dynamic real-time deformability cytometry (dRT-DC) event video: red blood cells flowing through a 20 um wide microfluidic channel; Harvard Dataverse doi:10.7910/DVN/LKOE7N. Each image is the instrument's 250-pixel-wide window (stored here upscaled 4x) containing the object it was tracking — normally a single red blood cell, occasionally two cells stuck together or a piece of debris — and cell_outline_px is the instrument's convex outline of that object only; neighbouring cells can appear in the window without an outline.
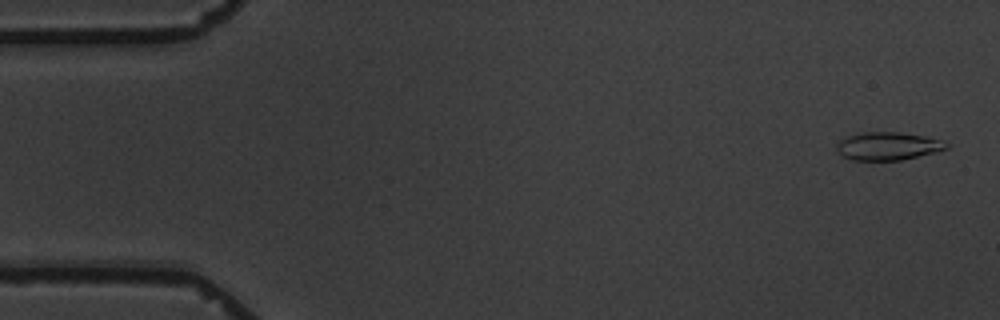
{"species": "common noctule bat (a hibernating species)", "species_latin": "Nyctalus noctula", "temperature_condition": "warm", "stored_images_in_passage": 6, "camera_frame_rate_fps": 3000, "um_per_image_px": 0.085, "animal": {"sex": "male", "body_mass_g": 19.5, "forearm_length_mm": 54.6}, "frame": {"image": 1, "passage_image": 1, "time_ms": 0.0, "image_size_px": [1000, 320], "cell_outline_px": [[952, 144], [948, 148], [900, 160], [852, 160], [844, 156], [836, 148], [836, 140], [860, 132], [900, 132], [924, 136], [944, 140]], "centroid_in_image_um": [75.46, 12.4], "position_along_channel_um": 9.5, "area_um2": 17.92}}
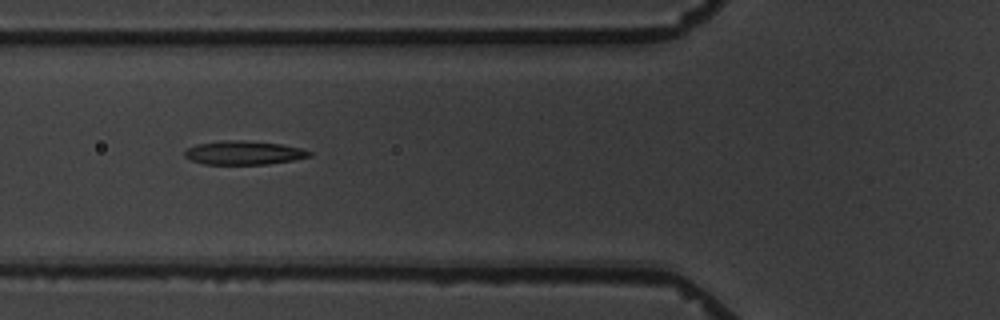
{"frame": {"image": 2, "passage_image": 5, "time_ms": 6.333, "image_size_px": [1000, 320], "cell_outline_px": [[312, 156], [292, 160], [268, 164], [204, 164], [192, 160], [184, 156], [184, 152], [188, 148], [196, 144], [220, 140], [240, 140], [280, 144], [300, 148], [312, 152]], "centroid_in_image_um": [20.7, 12.98], "position_along_channel_um": 105.1, "area_um2": 17.17}}
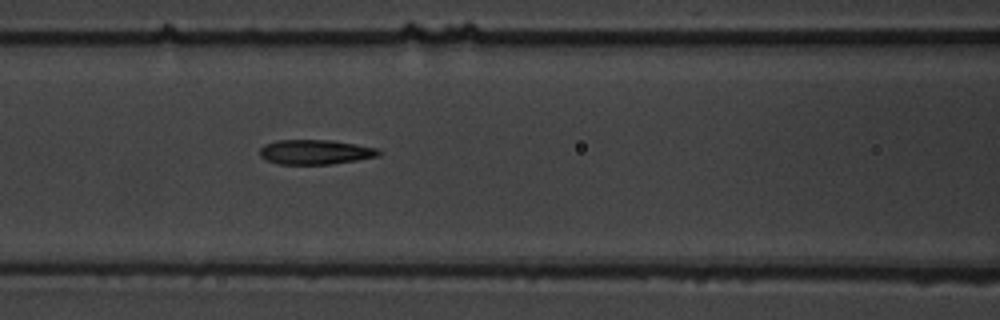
{"frame": {"image": 3, "passage_image": 6, "time_ms": 7.333, "image_size_px": [1000, 320], "cell_outline_px": [[380, 156], [332, 164], [276, 164], [260, 156], [260, 148], [264, 144], [276, 140], [332, 140], [376, 148], [380, 152]], "centroid_in_image_um": [26.77, 12.92], "position_along_channel_um": 139.8, "area_um2": 17.05}}